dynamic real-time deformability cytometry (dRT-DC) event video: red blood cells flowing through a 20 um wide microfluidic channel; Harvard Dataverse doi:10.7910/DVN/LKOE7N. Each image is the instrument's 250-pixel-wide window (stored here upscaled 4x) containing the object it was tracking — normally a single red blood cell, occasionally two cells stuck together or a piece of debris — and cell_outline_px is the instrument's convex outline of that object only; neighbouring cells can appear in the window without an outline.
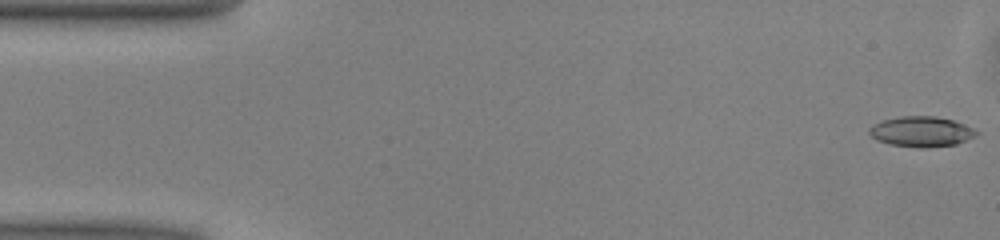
{"species": "common noctule bat (a hibernating species)", "species_latin": "Nyctalus noctula", "temperature_condition": "warm", "stored_images_in_passage": 50, "camera_frame_rate_fps": 3000, "um_per_image_px": 0.085, "animal": {"sex": "male", "body_mass_g": 13.0, "forearm_length_mm": 53.1}, "frame": {"image": 1, "passage_image": 1, "time_ms": 0.0, "image_size_px": [1000, 240], "cell_outline_px": [[980, 132], [976, 136], [956, 144], [928, 148], [920, 148], [888, 144], [876, 140], [868, 132], [868, 128], [872, 124], [884, 120], [900, 116], [936, 116], [952, 120], [964, 124]], "centroid_in_image_um": [78.3, 11.19], "position_along_channel_um": 6.7, "area_um2": 19.07}}
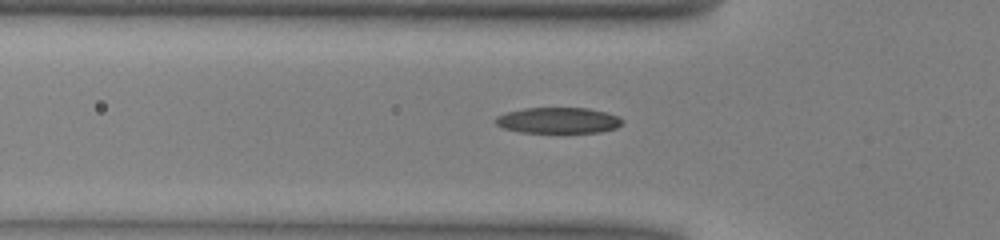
{"frame": {"image": 2, "passage_image": 16, "time_ms": 5.0, "image_size_px": [1000, 240], "cell_outline_px": [[624, 120], [616, 128], [600, 132], [520, 132], [504, 128], [496, 124], [496, 116], [508, 112], [524, 108], [588, 108], [604, 112], [616, 116]], "centroid_in_image_um": [47.44, 10.23], "position_along_channel_um": 78.4, "area_um2": 18.84}}
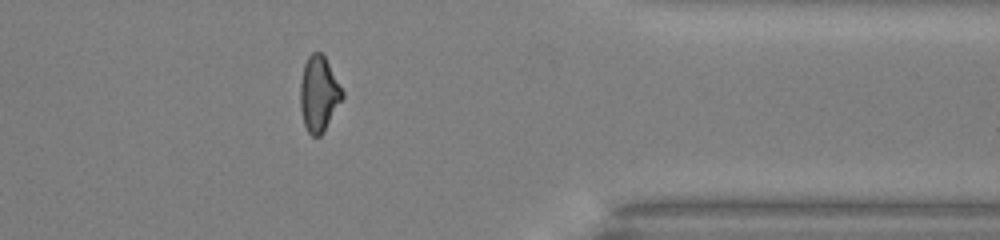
{"frame": {"image": 3, "passage_image": 40, "time_ms": 13.0, "image_size_px": [1000, 240], "cell_outline_px": [[344, 96], [324, 132], [320, 136], [312, 136], [308, 132], [304, 124], [300, 108], [300, 84], [304, 64], [308, 56], [312, 52], [320, 52], [324, 56], [344, 92]], "centroid_in_image_um": [27.09, 7.99], "position_along_channel_um": 384.3, "area_um2": 18.44}, "authors_computed_cell_mechanics": {"area_um2": 18.6694, "velocity_mm_per_s": 4.0782, "shape_relaxation_time_tau1_ms": 4.1528, "shape_relaxation_time_tau2_ms": 2.8079, "deformation_change_tau1": 0.1606, "deformation_change_tau2": 0.1005}}